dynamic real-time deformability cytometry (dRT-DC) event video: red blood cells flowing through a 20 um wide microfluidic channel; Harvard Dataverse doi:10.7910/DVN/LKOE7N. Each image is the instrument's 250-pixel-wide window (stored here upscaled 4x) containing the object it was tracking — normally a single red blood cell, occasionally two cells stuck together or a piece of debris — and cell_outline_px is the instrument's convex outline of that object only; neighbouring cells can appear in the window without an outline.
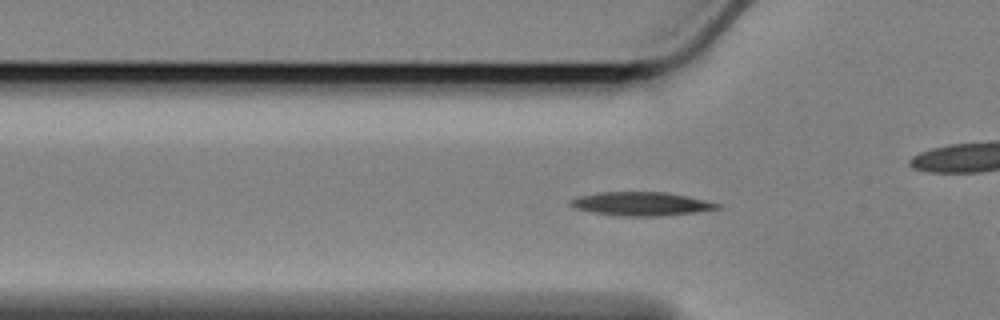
{"species": "Egyptian fruit bat (a non-hibernating species)", "species_latin": "Rousettus aegyptiacus", "temperature_condition": "cold", "stored_images_in_passage": 44, "camera_frame_rate_fps": 3000, "um_per_image_px": 0.085, "animal": {"sex": "female"}, "frame": {"image": 1, "passage_image": 14, "time_ms": 4.333, "image_size_px": [1000, 320], "cell_outline_px": [[720, 208], [696, 212], [660, 216], [624, 216], [596, 212], [576, 208], [568, 204], [568, 200], [576, 196], [600, 192], [664, 192], [704, 200], [720, 204]], "centroid_in_image_um": [54.45, 17.32], "position_along_channel_um": 71.3, "area_um2": 19.94}}
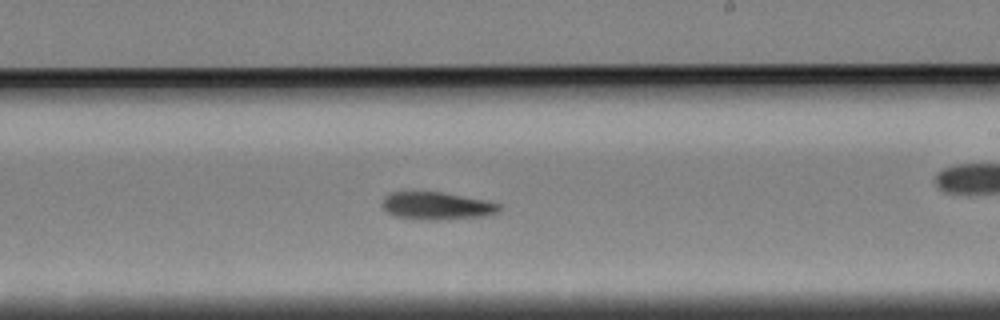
{"frame": {"image": 2, "passage_image": 30, "time_ms": 9.667, "image_size_px": [1000, 320], "cell_outline_px": [[500, 208], [496, 212], [484, 216], [436, 220], [412, 220], [396, 216], [388, 212], [380, 204], [384, 196], [392, 192], [444, 192], [488, 200], [500, 204]], "centroid_in_image_um": [37.1, 17.5], "position_along_channel_um": 251.9, "area_um2": 19.02}}
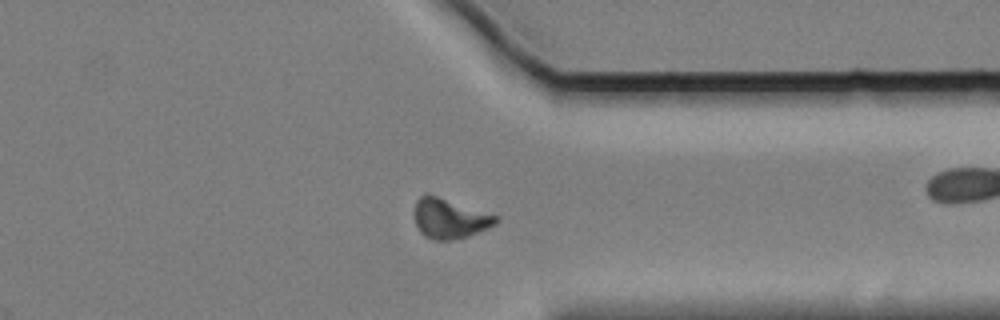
{"frame": {"image": 3, "passage_image": 41, "time_ms": 13.333, "image_size_px": [1000, 320], "cell_outline_px": [[496, 224], [488, 228], [468, 236], [452, 240], [432, 240], [424, 236], [420, 232], [416, 224], [416, 200], [424, 192], [428, 192], [496, 216]], "centroid_in_image_um": [38.18, 18.56], "position_along_channel_um": 373.2, "area_um2": 18.79}}